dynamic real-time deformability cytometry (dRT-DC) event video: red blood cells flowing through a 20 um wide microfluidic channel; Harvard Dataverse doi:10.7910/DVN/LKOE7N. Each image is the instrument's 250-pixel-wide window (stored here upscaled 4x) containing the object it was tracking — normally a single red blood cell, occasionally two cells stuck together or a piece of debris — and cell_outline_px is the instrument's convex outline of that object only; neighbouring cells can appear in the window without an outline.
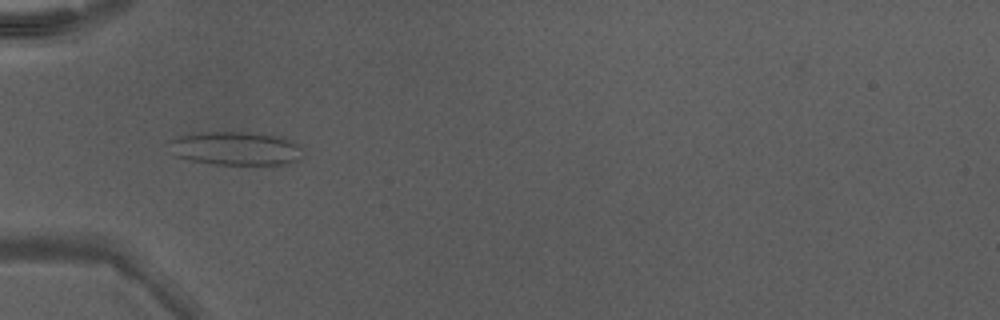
{"species": "Egyptian fruit bat (a non-hibernating species)", "species_latin": "Rousettus aegyptiacus", "temperature_condition": "warm", "stored_images_in_passage": 42, "camera_frame_rate_fps": 3000, "um_per_image_px": 0.085, "animal": {"sex": "male"}, "frame": {"image": 1, "passage_image": 10, "time_ms": 3.0, "image_size_px": [1000, 320], "cell_outline_px": [[304, 148], [300, 160], [288, 164], [212, 164], [192, 160], [176, 156], [168, 140], [180, 136], [200, 132], [248, 132], [284, 136]], "centroid_in_image_um": [20.12, 12.61], "position_along_channel_um": 64.9, "area_um2": 26.3}}
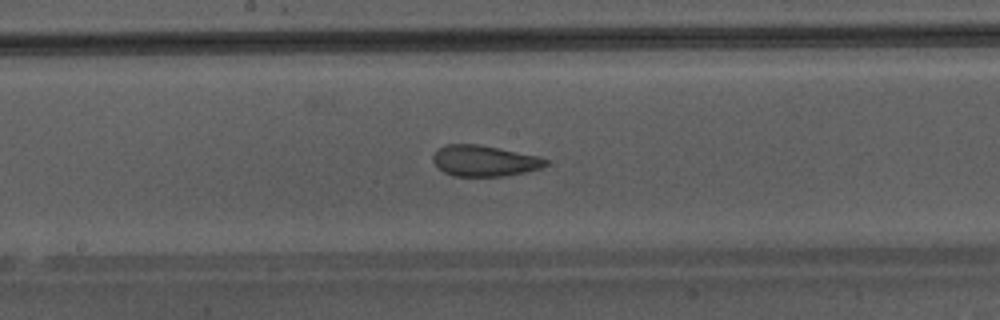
{"frame": {"image": 2, "passage_image": 20, "time_ms": 6.333, "image_size_px": [1000, 320], "cell_outline_px": [[548, 164], [540, 168], [524, 172], [504, 176], [452, 176], [444, 172], [432, 160], [432, 156], [444, 144], [476, 144], [540, 156], [548, 160]], "centroid_in_image_um": [41.17, 13.67], "position_along_channel_um": 207.0, "area_um2": 20.17}}
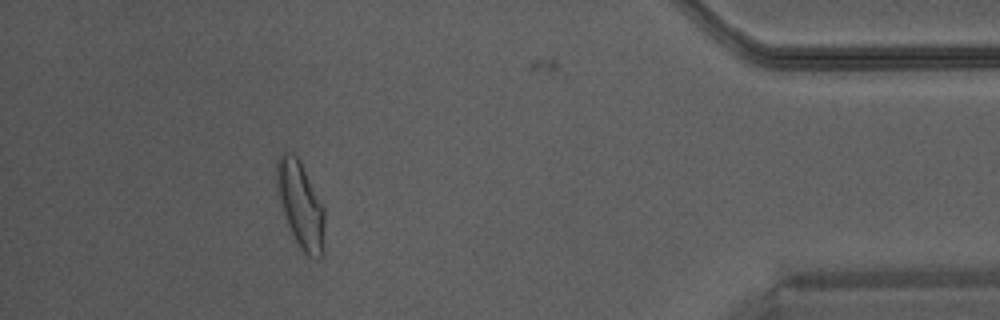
{"frame": {"image": 3, "passage_image": 37, "time_ms": 12.0, "image_size_px": [1000, 320], "cell_outline_px": [[324, 248], [320, 256], [316, 260], [308, 256], [300, 248], [292, 236], [284, 216], [276, 192], [276, 160], [280, 152], [292, 152], [300, 160], [324, 208]], "centroid_in_image_um": [25.52, 17.4], "position_along_channel_um": 409.7, "area_um2": 24.45}}